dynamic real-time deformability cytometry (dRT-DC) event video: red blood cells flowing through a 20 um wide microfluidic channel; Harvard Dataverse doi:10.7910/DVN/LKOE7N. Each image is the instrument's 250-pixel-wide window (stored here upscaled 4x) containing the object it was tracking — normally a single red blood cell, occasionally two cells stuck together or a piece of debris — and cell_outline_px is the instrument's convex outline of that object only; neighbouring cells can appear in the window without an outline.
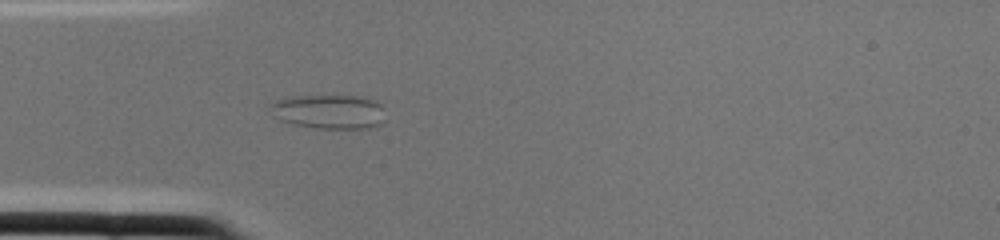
{"species": "common noctule bat (a hibernating species)", "species_latin": "Nyctalus noctula", "temperature_condition": "cold", "stored_images_in_passage": 2, "camera_frame_rate_fps": 3000, "um_per_image_px": 0.085, "animal": {"sex": "female", "body_mass_g": 22.0, "forearm_length_mm": 56.7}, "frame": {"image": 1, "passage_image": 2, "time_ms": 0.333, "image_size_px": [1000, 240], "cell_outline_px": [[380, 124], [368, 128], [316, 128], [292, 124], [280, 120], [272, 116], [268, 104], [276, 100], [288, 96], [364, 96], [376, 100], [380, 104]], "centroid_in_image_um": [27.85, 9.47], "position_along_channel_um": 57.1, "area_um2": 22.89}}